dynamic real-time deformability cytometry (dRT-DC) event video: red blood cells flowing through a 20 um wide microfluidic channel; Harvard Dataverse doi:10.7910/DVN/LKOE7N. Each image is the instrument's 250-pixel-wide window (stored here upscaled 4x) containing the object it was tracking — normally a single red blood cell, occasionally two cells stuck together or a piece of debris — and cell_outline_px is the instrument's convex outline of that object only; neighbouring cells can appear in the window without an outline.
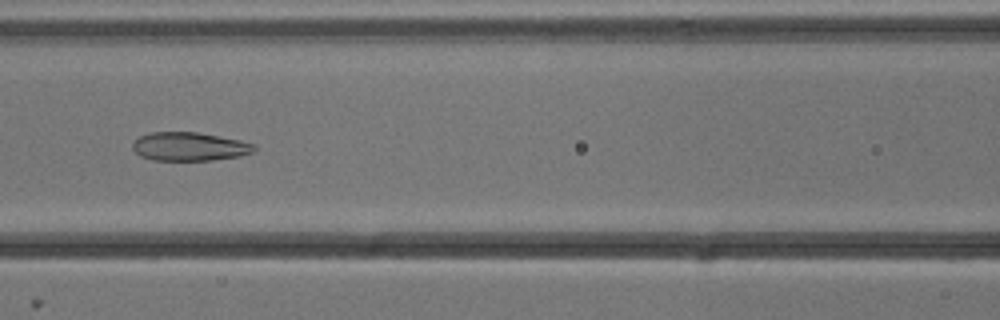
{"species": "common noctule bat (a hibernating species)", "species_latin": "Nyctalus noctula", "temperature_condition": "cold", "stored_images_in_passage": 24, "camera_frame_rate_fps": 3000, "um_per_image_px": 0.085, "animal": {"sex": "male", "body_mass_g": 13.3}, "frame": {"image": 1, "passage_image": 11, "time_ms": 3.333, "image_size_px": [1000, 320], "cell_outline_px": [[256, 148], [252, 152], [240, 156], [212, 160], [152, 160], [140, 156], [132, 148], [132, 144], [140, 136], [152, 132], [196, 132], [240, 140], [256, 144]], "centroid_in_image_um": [16.11, 12.46], "position_along_channel_um": 150.5, "area_um2": 20.17}}
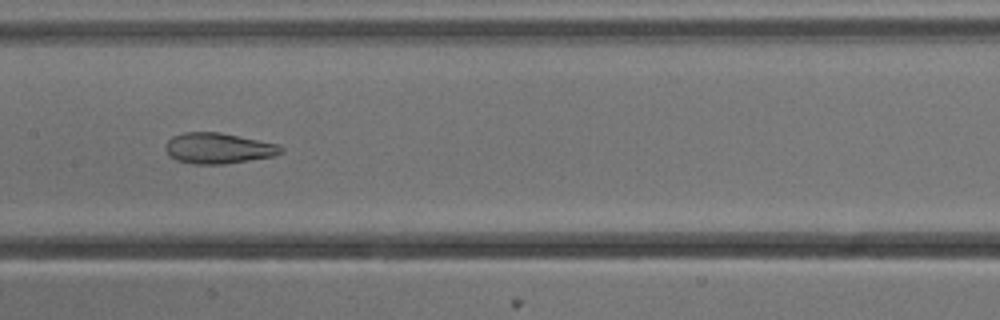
{"frame": {"image": 2, "passage_image": 14, "time_ms": 4.333, "image_size_px": [1000, 320], "cell_outline_px": [[284, 152], [272, 156], [224, 164], [192, 164], [176, 160], [168, 156], [164, 148], [164, 144], [172, 136], [184, 132], [220, 132], [280, 144], [284, 148]], "centroid_in_image_um": [18.53, 12.59], "position_along_channel_um": 188.9, "area_um2": 20.92}}
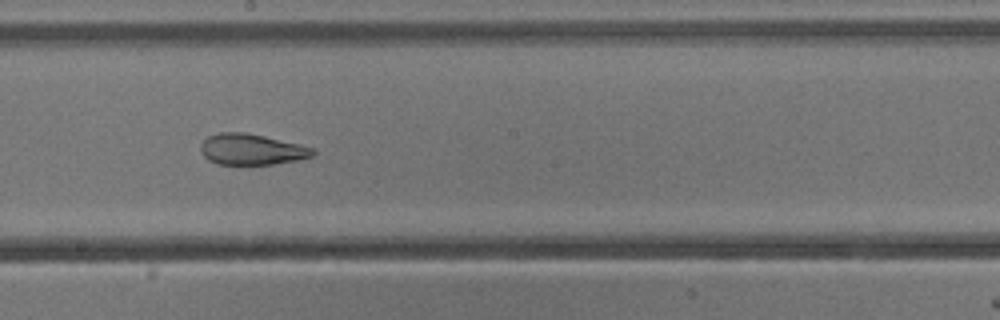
{"frame": {"image": 3, "passage_image": 17, "time_ms": 5.333, "image_size_px": [1000, 320], "cell_outline_px": [[316, 152], [312, 156], [296, 160], [272, 164], [216, 164], [208, 160], [200, 152], [200, 144], [208, 136], [220, 132], [244, 132], [264, 136], [300, 144], [316, 148]], "centroid_in_image_um": [21.37, 12.69], "position_along_channel_um": 226.8, "area_um2": 20.29}}